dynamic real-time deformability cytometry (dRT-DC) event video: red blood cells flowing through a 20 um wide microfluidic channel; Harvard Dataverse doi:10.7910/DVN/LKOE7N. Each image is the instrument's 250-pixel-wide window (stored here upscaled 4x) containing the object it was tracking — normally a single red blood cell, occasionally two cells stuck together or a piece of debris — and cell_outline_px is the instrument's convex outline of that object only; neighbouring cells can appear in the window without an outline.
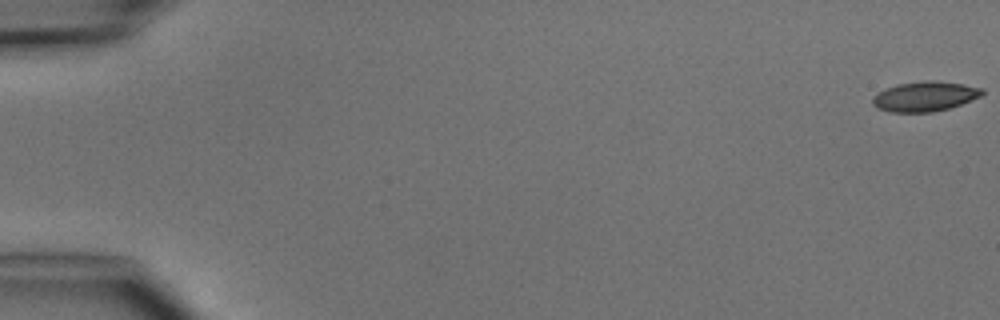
{"species": "common noctule bat (a hibernating species)", "species_latin": "Nyctalus noctula", "temperature_condition": "cold", "stored_images_in_passage": 4, "camera_frame_rate_fps": 3000, "um_per_image_px": 0.085, "animal": {"sex": "male", "body_mass_g": 15.6}, "frame": {"image": 1, "passage_image": 1, "time_ms": 0.0, "image_size_px": [1000, 320], "cell_outline_px": [[984, 96], [948, 108], [932, 112], [892, 112], [880, 108], [872, 104], [872, 96], [896, 84], [924, 80], [936, 80], [964, 84], [984, 88]], "centroid_in_image_um": [78.67, 8.18], "position_along_channel_um": 6.3, "area_um2": 19.13}}
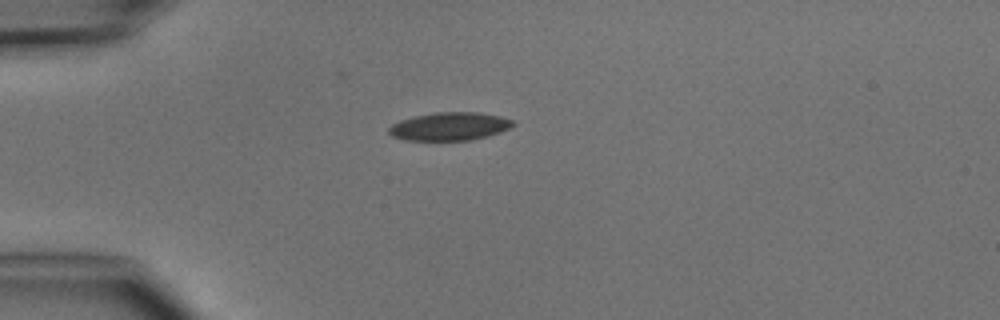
{"frame": {"image": 2, "passage_image": 4, "time_ms": 4.333, "image_size_px": [1000, 320], "cell_outline_px": [[516, 124], [500, 132], [488, 136], [472, 140], [404, 140], [392, 136], [388, 132], [388, 128], [392, 124], [400, 120], [412, 116], [436, 112], [480, 112], [500, 116], [512, 120]], "centroid_in_image_um": [38.2, 10.74], "position_along_channel_um": 46.8, "area_um2": 20.46}}